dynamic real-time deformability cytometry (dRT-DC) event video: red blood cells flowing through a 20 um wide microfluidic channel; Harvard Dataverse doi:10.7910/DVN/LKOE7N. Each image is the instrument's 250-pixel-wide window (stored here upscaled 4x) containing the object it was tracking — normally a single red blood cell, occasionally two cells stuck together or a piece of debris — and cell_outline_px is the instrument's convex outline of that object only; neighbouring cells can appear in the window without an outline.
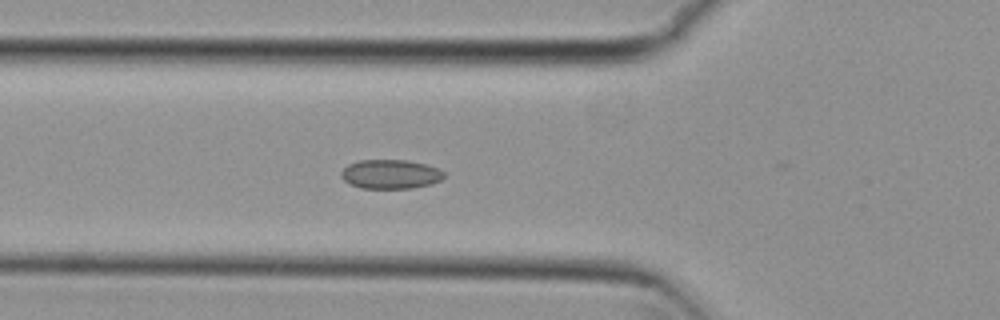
{"species": "common noctule bat (a hibernating species)", "species_latin": "Nyctalus noctula", "temperature_condition": "cold", "stored_images_in_passage": 14, "camera_frame_rate_fps": 3000, "um_per_image_px": 0.085, "animal": {"sex": "female", "body_mass_g": 29.2, "forearm_length_mm": 56.3}, "frame": {"image": 1, "passage_image": 13, "time_ms": 4.0, "image_size_px": [1000, 320], "cell_outline_px": [[444, 176], [440, 180], [432, 184], [412, 188], [360, 188], [348, 184], [340, 176], [340, 172], [348, 164], [360, 160], [408, 160], [424, 164], [436, 168], [444, 172]], "centroid_in_image_um": [33.15, 14.81], "position_along_channel_um": 92.6, "area_um2": 17.51}}